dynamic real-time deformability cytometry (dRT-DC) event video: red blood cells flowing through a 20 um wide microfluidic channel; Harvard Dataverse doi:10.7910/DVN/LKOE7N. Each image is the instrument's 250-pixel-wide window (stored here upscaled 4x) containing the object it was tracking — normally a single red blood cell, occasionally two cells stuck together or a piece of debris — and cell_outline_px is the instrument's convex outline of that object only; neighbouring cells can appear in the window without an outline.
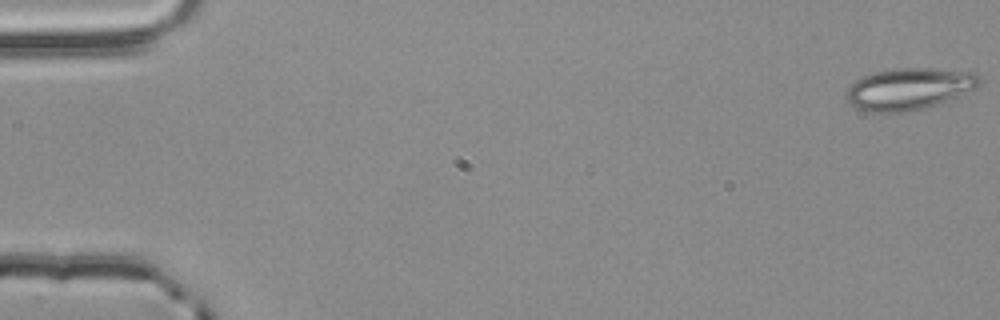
{"species": "common noctule bat (a hibernating species)", "species_latin": "Nyctalus noctula", "temperature_condition": "room temperature", "stored_images_in_passage": 55, "camera_frame_rate_fps": 3000, "um_per_image_px": 0.085, "animal": {"sex": "male", "body_mass_g": 20.4}, "frame": {"image": 1, "passage_image": 1, "time_ms": 0.0, "image_size_px": [1000, 320], "cell_outline_px": [[980, 84], [976, 88], [948, 100], [924, 108], [900, 112], [868, 112], [852, 108], [848, 100], [848, 88], [856, 80], [872, 72], [896, 68], [936, 68], [976, 72], [980, 76]], "centroid_in_image_um": [77.28, 7.54], "position_along_channel_um": 7.7, "area_um2": 32.43}}
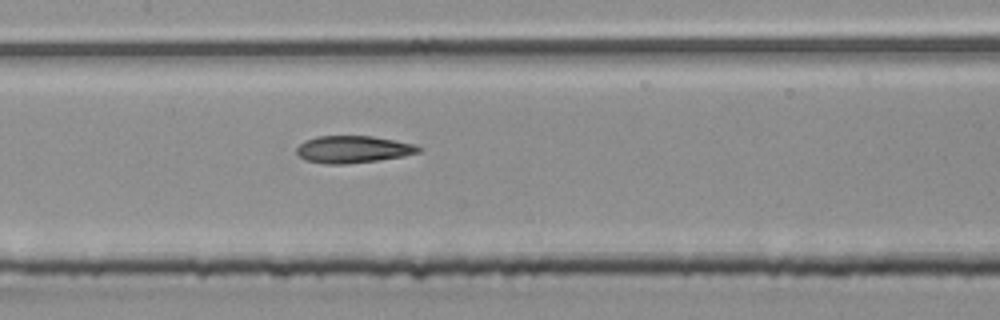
{"frame": {"image": 2, "passage_image": 27, "time_ms": 8.667, "image_size_px": [1000, 320], "cell_outline_px": [[420, 152], [404, 156], [376, 160], [344, 164], [324, 164], [304, 160], [296, 152], [296, 148], [304, 140], [316, 136], [372, 136], [416, 144], [420, 148]], "centroid_in_image_um": [29.98, 12.69], "position_along_channel_um": 177.4, "area_um2": 19.31}}
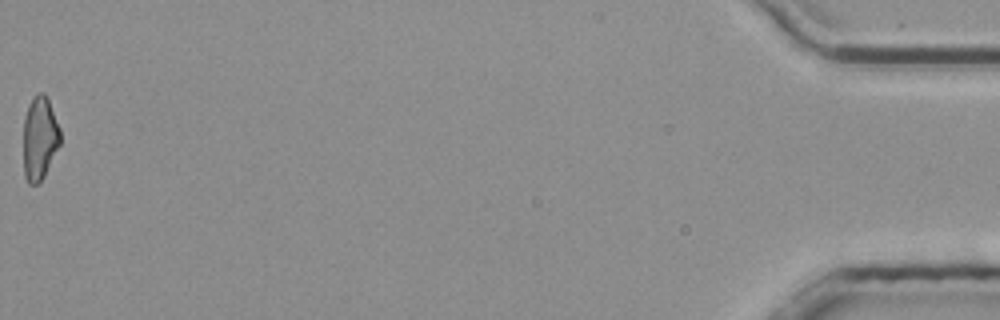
{"frame": {"image": 3, "passage_image": 55, "time_ms": 18.0, "image_size_px": [1000, 320], "cell_outline_px": [[60, 144], [44, 176], [36, 184], [28, 184], [24, 176], [24, 116], [28, 104], [32, 96], [36, 92], [44, 92], [48, 96], [60, 128]], "centroid_in_image_um": [3.37, 11.67], "position_along_channel_um": 431.8, "area_um2": 18.21}}